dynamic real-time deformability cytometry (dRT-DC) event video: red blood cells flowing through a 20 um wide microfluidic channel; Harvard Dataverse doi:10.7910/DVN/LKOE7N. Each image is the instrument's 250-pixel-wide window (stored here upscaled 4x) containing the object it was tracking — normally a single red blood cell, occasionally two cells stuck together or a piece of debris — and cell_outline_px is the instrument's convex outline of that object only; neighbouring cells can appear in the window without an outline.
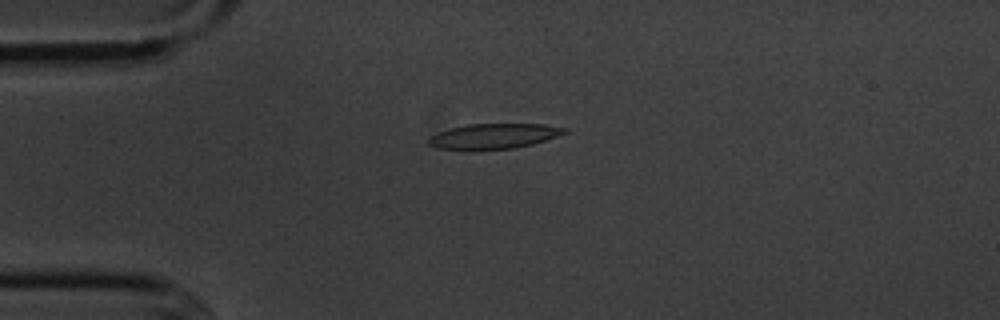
{"species": "common noctule bat (a hibernating species)", "species_latin": "Nyctalus noctula", "temperature_condition": "cold", "stored_images_in_passage": 8, "camera_frame_rate_fps": 3000, "um_per_image_px": 0.085, "animal": {"sex": "male", "body_mass_g": 20.1, "forearm_length_mm": 53.5}, "frame": {"image": 1, "passage_image": 4, "time_ms": 3.667, "image_size_px": [1000, 320], "cell_outline_px": [[568, 132], [532, 144], [516, 148], [472, 152], [436, 148], [428, 144], [428, 136], [436, 132], [448, 128], [468, 124], [544, 124], [568, 128]], "centroid_in_image_um": [41.87, 11.6], "position_along_channel_um": 43.1, "area_um2": 20.75}}
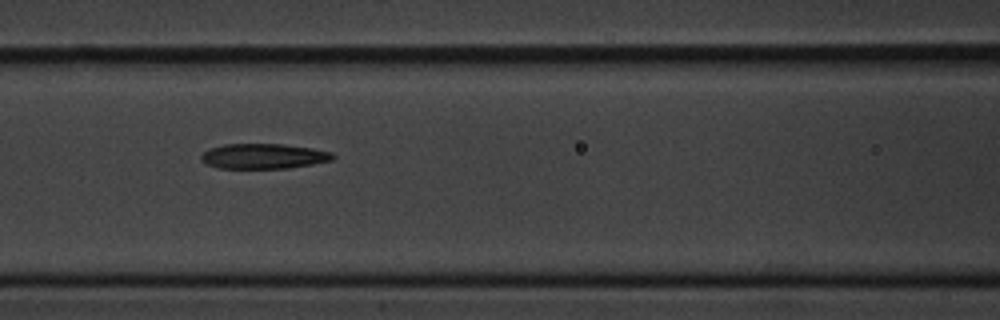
{"frame": {"image": 2, "passage_image": 7, "time_ms": 7.0, "image_size_px": [1000, 320], "cell_outline_px": [[336, 156], [332, 160], [312, 164], [288, 168], [220, 168], [208, 164], [200, 160], [200, 156], [204, 152], [212, 148], [224, 144], [280, 144], [312, 148], [332, 152]], "centroid_in_image_um": [22.42, 13.27], "position_along_channel_um": 144.2, "area_um2": 19.13}}
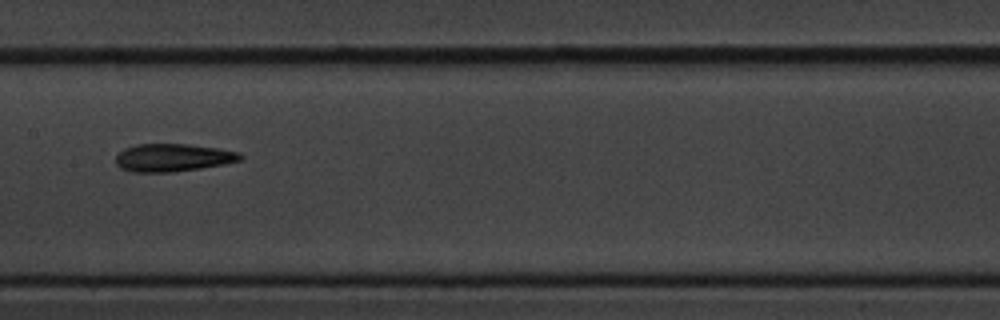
{"frame": {"image": 3, "passage_image": 8, "time_ms": 8.333, "image_size_px": [1000, 320], "cell_outline_px": [[244, 156], [240, 160], [224, 164], [200, 168], [172, 172], [132, 172], [120, 168], [116, 164], [116, 156], [124, 148], [136, 144], [188, 144], [220, 148], [240, 152]], "centroid_in_image_um": [14.7, 13.39], "position_along_channel_um": 192.7, "area_um2": 20.29}}